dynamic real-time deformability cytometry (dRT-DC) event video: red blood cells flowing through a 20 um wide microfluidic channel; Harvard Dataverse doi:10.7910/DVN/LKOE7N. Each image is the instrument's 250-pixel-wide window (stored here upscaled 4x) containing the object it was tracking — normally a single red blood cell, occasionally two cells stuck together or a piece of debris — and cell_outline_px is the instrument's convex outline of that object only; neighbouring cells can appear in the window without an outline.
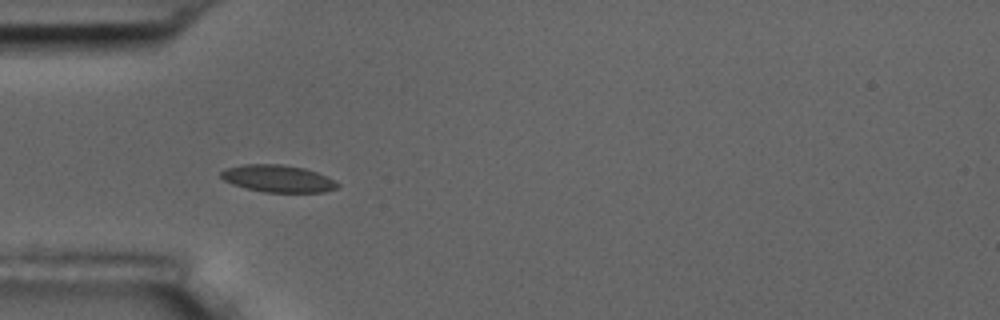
{"species": "common noctule bat (a hibernating species)", "species_latin": "Nyctalus noctula", "temperature_condition": "room temperature", "stored_images_in_passage": 6, "camera_frame_rate_fps": 3000, "um_per_image_px": 0.085, "animal": {"sex": "male", "body_mass_g": 17.5, "forearm_length_mm": 52.3}, "frame": {"image": 1, "passage_image": 5, "time_ms": 4.667, "image_size_px": [1000, 320], "cell_outline_px": [[340, 184], [336, 188], [324, 192], [264, 192], [232, 184], [224, 180], [220, 176], [220, 172], [224, 168], [244, 164], [280, 164], [304, 168], [316, 172]], "centroid_in_image_um": [23.57, 15.17], "position_along_channel_um": 61.4, "area_um2": 18.26}}